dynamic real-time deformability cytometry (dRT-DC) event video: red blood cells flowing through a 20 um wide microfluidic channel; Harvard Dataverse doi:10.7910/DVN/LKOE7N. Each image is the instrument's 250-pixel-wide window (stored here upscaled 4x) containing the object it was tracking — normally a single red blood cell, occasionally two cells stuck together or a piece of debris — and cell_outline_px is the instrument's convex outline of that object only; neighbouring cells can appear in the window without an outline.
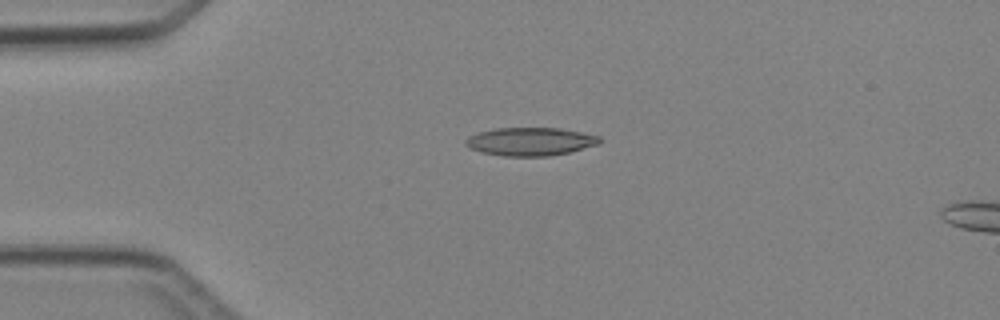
{"species": "Egyptian fruit bat (a non-hibernating species)", "species_latin": "Rousettus aegyptiacus", "temperature_condition": "cold", "stored_images_in_passage": 2, "camera_frame_rate_fps": 3000, "um_per_image_px": 0.085, "animal": {"sex": "female"}, "frame": {"image": 1, "passage_image": 1, "time_ms": 0.0, "image_size_px": [1000, 320], "cell_outline_px": [[600, 144], [568, 152], [548, 156], [504, 156], [484, 152], [472, 148], [464, 144], [464, 140], [468, 136], [480, 132], [496, 128], [560, 128], [600, 136]], "centroid_in_image_um": [45.08, 12.02], "position_along_channel_um": 39.9, "area_um2": 21.79}}